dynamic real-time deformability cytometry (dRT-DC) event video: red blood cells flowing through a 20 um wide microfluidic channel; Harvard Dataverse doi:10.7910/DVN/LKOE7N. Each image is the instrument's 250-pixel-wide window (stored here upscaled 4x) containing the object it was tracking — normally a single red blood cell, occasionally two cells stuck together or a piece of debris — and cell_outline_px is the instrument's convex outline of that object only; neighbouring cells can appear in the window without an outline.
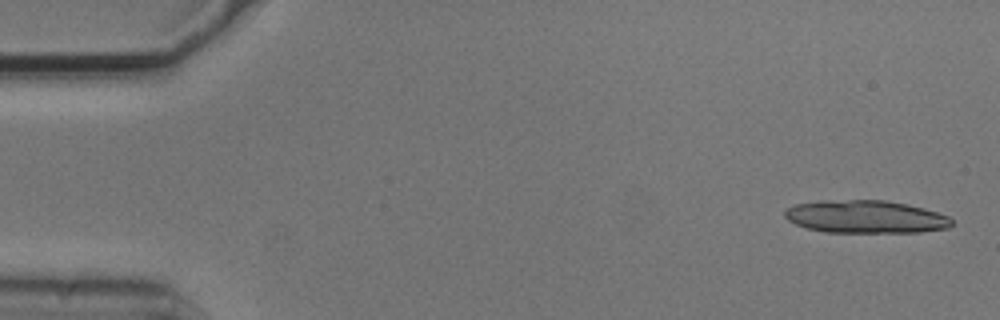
{"species": "common noctule bat (a hibernating species)", "species_latin": "Nyctalus noctula", "temperature_condition": "cold", "stored_images_in_passage": 4, "camera_frame_rate_fps": 3000, "um_per_image_px": 0.085, "animal": {"sex": "male", "body_mass_g": 20.5, "forearm_length_mm": 52.5}, "frame": {"image": 1, "passage_image": 1, "time_ms": 0.0, "image_size_px": [1000, 320], "cell_outline_px": [[952, 224], [948, 228], [920, 232], [824, 232], [808, 228], [796, 224], [788, 220], [784, 216], [784, 212], [788, 208], [796, 204], [824, 200], [884, 200], [908, 204], [924, 208], [948, 216], [952, 220]], "centroid_in_image_um": [73.58, 18.42], "position_along_channel_um": 11.4, "area_um2": 31.85}}